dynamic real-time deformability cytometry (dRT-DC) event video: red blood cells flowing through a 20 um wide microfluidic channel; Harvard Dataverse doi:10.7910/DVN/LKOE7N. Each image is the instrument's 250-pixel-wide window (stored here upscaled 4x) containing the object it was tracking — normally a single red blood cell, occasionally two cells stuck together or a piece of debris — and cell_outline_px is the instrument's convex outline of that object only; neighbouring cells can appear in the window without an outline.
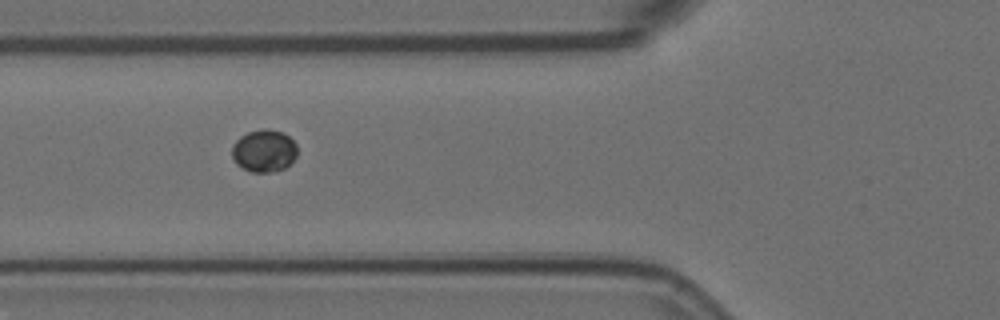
{"species": "Egyptian fruit bat (a non-hibernating species)", "species_latin": "Rousettus aegyptiacus", "temperature_condition": "room temperature", "stored_images_in_passage": 14, "camera_frame_rate_fps": 3000, "um_per_image_px": 0.085, "animal": {"sex": "female"}, "frame": {"image": 1, "passage_image": 5, "time_ms": 1.333, "image_size_px": [1000, 320], "cell_outline_px": [[296, 156], [284, 168], [276, 172], [252, 172], [236, 164], [232, 156], [232, 144], [240, 136], [248, 132], [260, 128], [268, 128], [280, 132], [288, 136], [296, 144]], "centroid_in_image_um": [22.42, 12.81], "position_along_channel_um": 103.4, "area_um2": 16.13}}
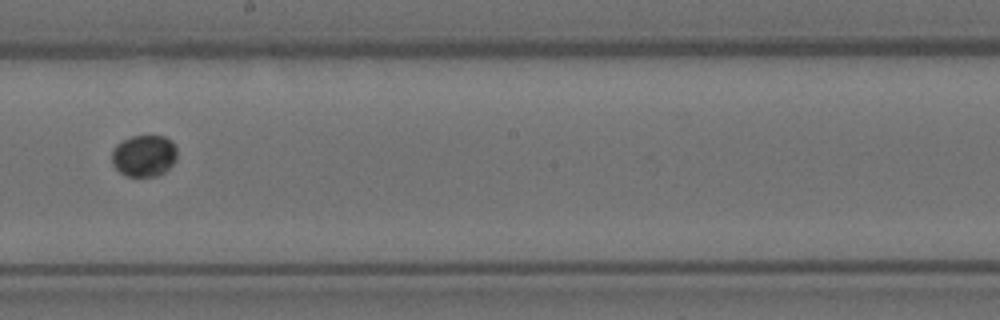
{"frame": {"image": 2, "passage_image": 8, "time_ms": 2.333, "image_size_px": [1000, 320], "cell_outline_px": [[176, 160], [164, 172], [156, 176], [128, 176], [120, 172], [112, 164], [112, 148], [116, 144], [132, 136], [164, 136], [172, 140], [176, 148]], "centroid_in_image_um": [12.24, 13.23], "position_along_channel_um": 236.0, "area_um2": 15.84}}
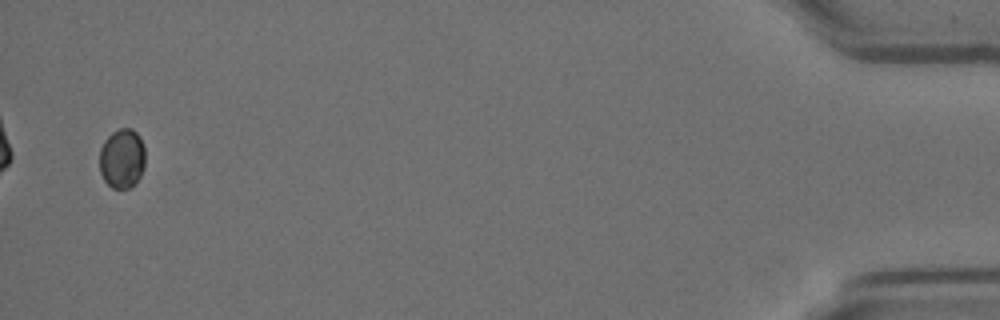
{"frame": {"image": 3, "passage_image": 14, "time_ms": 4.333, "image_size_px": [1000, 320], "cell_outline_px": [[144, 168], [136, 184], [128, 188], [112, 188], [104, 180], [100, 172], [100, 148], [104, 140], [112, 132], [120, 128], [132, 128], [140, 136], [144, 148]], "centroid_in_image_um": [10.38, 13.47], "position_along_channel_um": 424.8, "area_um2": 16.01}}